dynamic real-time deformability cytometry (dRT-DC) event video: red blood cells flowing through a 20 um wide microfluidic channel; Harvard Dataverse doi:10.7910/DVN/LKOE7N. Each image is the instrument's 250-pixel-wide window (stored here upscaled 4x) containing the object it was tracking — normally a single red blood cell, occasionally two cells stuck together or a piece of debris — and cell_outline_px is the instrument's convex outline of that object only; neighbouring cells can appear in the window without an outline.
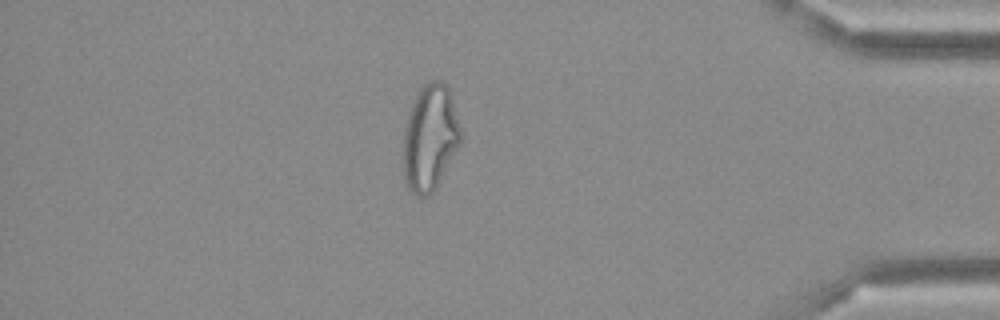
{"species": "Egyptian fruit bat (a non-hibernating species)", "species_latin": "Rousettus aegyptiacus", "temperature_condition": "cold", "stored_images_in_passage": 49, "camera_frame_rate_fps": 3000, "um_per_image_px": 0.085, "frame": {"image": 1, "passage_image": 42, "time_ms": 13.667, "image_size_px": [1000, 320], "cell_outline_px": [[460, 144], [436, 188], [428, 196], [416, 196], [408, 188], [404, 180], [404, 128], [416, 92], [424, 84], [432, 80], [440, 80], [448, 88], [460, 128]], "centroid_in_image_um": [36.53, 11.73], "position_along_channel_um": 398.7, "area_um2": 35.08}}